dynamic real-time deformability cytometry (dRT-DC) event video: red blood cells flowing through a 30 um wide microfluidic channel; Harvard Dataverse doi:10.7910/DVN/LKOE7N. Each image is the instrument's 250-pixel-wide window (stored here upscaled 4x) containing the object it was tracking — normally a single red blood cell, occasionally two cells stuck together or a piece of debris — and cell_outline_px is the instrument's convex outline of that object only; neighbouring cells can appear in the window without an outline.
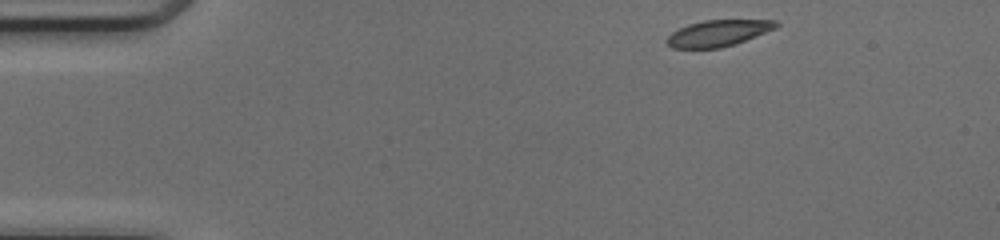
{"species": "common noctule bat (a hibernating species)", "species_latin": "Nyctalus noctula", "temperature_condition": "cold", "stored_images_in_passage": 43, "camera_frame_rate_fps": 3000, "um_per_image_px": 0.085, "animal": {"sex": "female", "body_mass_g": 17.0, "forearm_length_mm": 48.0}, "frame": {"image": 1, "passage_image": 1, "time_ms": 0.0, "image_size_px": [1000, 240], "cell_outline_px": [[780, 24], [776, 28], [744, 40], [720, 48], [672, 48], [664, 40], [672, 32], [688, 24], [704, 20], [776, 20]], "centroid_in_image_um": [61.01, 2.81], "position_along_channel_um": 24.0, "area_um2": 16.53}}
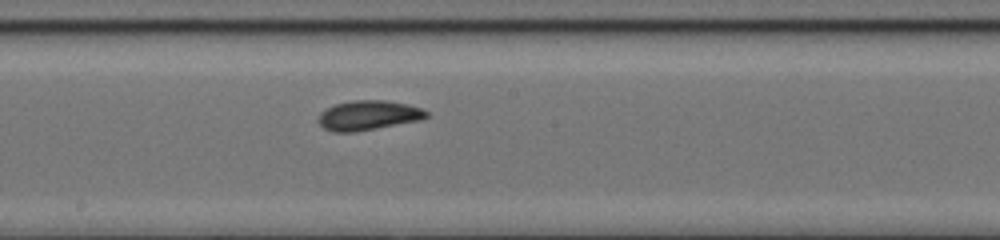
{"frame": {"image": 2, "passage_image": 21, "time_ms": 6.667, "image_size_px": [1000, 240], "cell_outline_px": [[428, 116], [420, 120], [356, 132], [332, 132], [324, 128], [316, 120], [320, 112], [336, 104], [352, 100], [384, 100], [408, 104], [420, 108], [428, 112]], "centroid_in_image_um": [31.28, 9.81], "position_along_channel_um": 216.9, "area_um2": 18.67}}
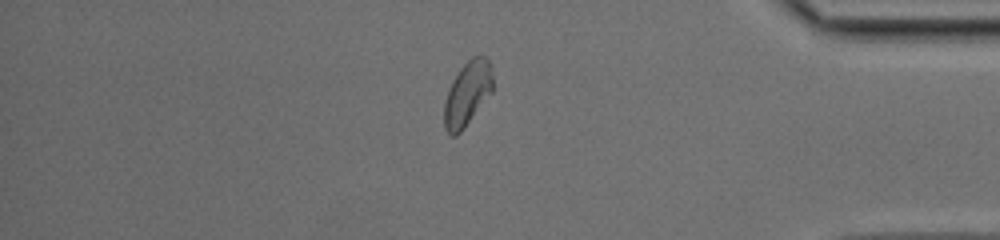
{"frame": {"image": 3, "passage_image": 36, "time_ms": 11.667, "image_size_px": [1000, 240], "cell_outline_px": [[492, 92], [464, 128], [456, 136], [452, 136], [444, 128], [444, 104], [448, 88], [452, 80], [460, 68], [472, 56], [484, 56], [492, 64]], "centroid_in_image_um": [39.72, 7.95], "position_along_channel_um": 395.5, "area_um2": 18.26}, "authors_computed_cell_mechanics": {"area_um2": 18.4382, "velocity_mm_per_s": 4.1641, "shape_relaxation_time_tau1_ms": 3.4631, "shape_relaxation_time_tau2_ms": 2.2902, "deformation_change_tau1": 0.1002, "deformation_change_tau2": 0.06}}